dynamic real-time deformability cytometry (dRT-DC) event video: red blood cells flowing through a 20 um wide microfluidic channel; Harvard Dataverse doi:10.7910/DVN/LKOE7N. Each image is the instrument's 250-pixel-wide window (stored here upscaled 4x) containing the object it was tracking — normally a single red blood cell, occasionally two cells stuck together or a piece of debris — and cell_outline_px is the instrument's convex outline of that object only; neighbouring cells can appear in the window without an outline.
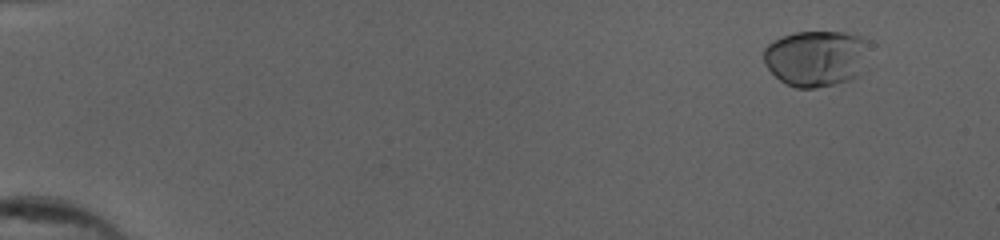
{"species": "human", "species_latin": "Homo sapiens", "temperature_condition": "cold", "stored_images_in_passage": 46, "camera_frame_rate_fps": 3000, "um_per_image_px": 0.085, "donor": {"sex": "female"}, "frame": {"image": 1, "passage_image": 1, "time_ms": 0.0, "image_size_px": [1000, 240], "cell_outline_px": [[868, 40], [860, 72], [856, 76], [848, 80], [816, 88], [796, 88], [780, 80], [764, 64], [764, 48], [768, 44], [784, 36], [796, 32], [840, 32], [860, 36]], "centroid_in_image_um": [69.32, 4.95], "position_along_channel_um": 15.7, "area_um2": 33.87}}
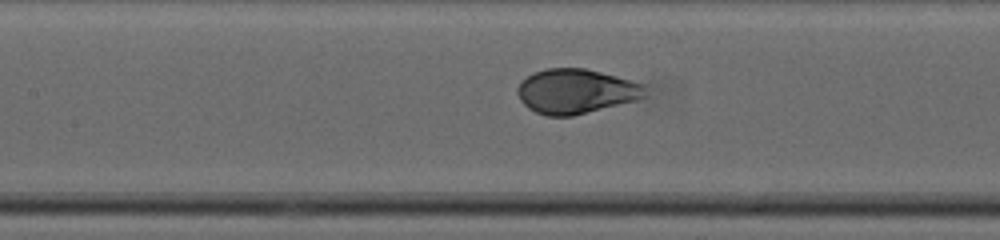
{"frame": {"image": 2, "passage_image": 24, "time_ms": 7.667, "image_size_px": [1000, 240], "cell_outline_px": [[644, 96], [636, 100], [572, 116], [548, 116], [536, 112], [528, 108], [520, 100], [516, 92], [516, 88], [520, 80], [532, 72], [544, 68], [584, 68], [616, 76], [644, 84]], "centroid_in_image_um": [48.87, 7.75], "position_along_channel_um": 158.5, "area_um2": 33.18}}
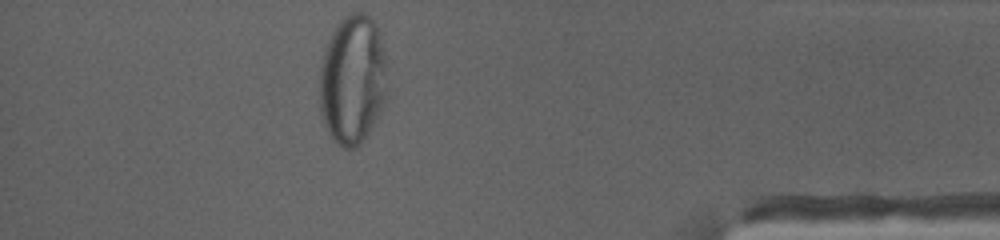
{"frame": {"image": 3, "passage_image": 46, "time_ms": 15.0, "image_size_px": [1000, 240], "cell_outline_px": [[388, 88], [384, 104], [376, 120], [360, 144], [356, 148], [344, 148], [332, 140], [328, 136], [324, 128], [320, 116], [316, 88], [320, 60], [324, 48], [336, 24], [352, 12], [364, 12], [372, 16], [376, 24], [380, 36], [388, 64]], "centroid_in_image_um": [29.93, 6.79], "position_along_channel_um": 405.3, "area_um2": 53.23}, "authors_computed_cell_mechanics": {"area_um2": 33.8997, "velocity_mm_per_s": 3.8034, "shape_relaxation_time_tau1_ms": 5.7626, "shape_relaxation_time_tau2_ms": null, "deformation_change_tau1": 0.2305, "deformation_change_tau2": null}}